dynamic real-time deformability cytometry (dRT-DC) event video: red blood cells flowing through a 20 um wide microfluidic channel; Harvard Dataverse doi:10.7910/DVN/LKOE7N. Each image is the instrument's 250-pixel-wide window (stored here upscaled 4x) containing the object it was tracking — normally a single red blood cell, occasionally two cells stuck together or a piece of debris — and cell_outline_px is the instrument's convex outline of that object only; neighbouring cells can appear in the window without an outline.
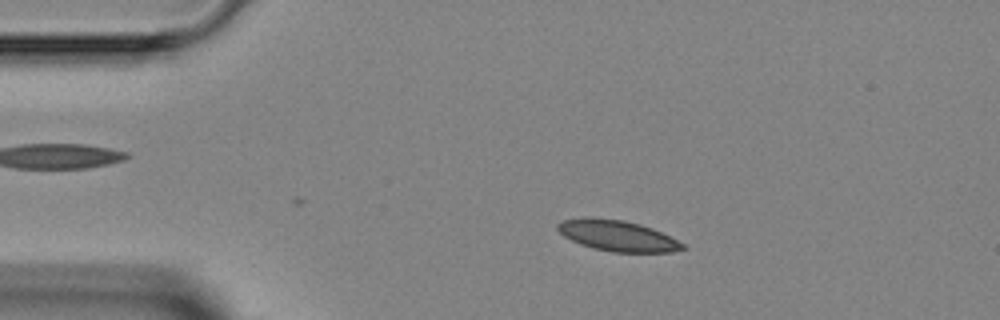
{"species": "Egyptian fruit bat (a non-hibernating species)", "species_latin": "Rousettus aegyptiacus", "temperature_condition": "room temperature", "stored_images_in_passage": 5, "camera_frame_rate_fps": 3000, "um_per_image_px": 0.085, "animal": {"sex": "female"}, "frame": {"image": 1, "passage_image": 3, "time_ms": 3.333, "image_size_px": [1000, 320], "cell_outline_px": [[688, 248], [672, 252], [612, 252], [592, 248], [580, 244], [564, 236], [556, 228], [556, 224], [564, 220], [584, 216], [588, 216], [624, 220], [640, 224], [652, 228], [684, 244]], "centroid_in_image_um": [52.45, 20.02], "position_along_channel_um": 32.5, "area_um2": 22.54}}